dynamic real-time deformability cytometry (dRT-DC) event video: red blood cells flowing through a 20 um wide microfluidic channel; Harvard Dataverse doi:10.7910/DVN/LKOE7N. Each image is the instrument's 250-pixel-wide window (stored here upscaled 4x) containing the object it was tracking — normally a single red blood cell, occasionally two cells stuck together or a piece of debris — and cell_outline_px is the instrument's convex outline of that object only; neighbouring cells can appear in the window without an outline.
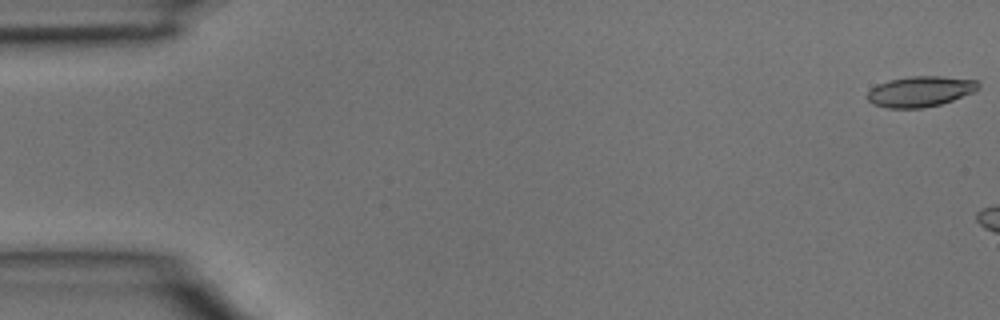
{"species": "common noctule bat (a hibernating species)", "species_latin": "Nyctalus noctula", "temperature_condition": "room temperature", "stored_images_in_passage": 5, "camera_frame_rate_fps": 3000, "um_per_image_px": 0.085, "animal": {"sex": "male", "body_mass_g": 15.6}, "frame": {"image": 1, "passage_image": 1, "time_ms": 0.0, "image_size_px": [1000, 320], "cell_outline_px": [[980, 88], [976, 92], [940, 104], [924, 108], [888, 108], [872, 104], [868, 100], [868, 92], [876, 84], [888, 80], [912, 76], [940, 76], [980, 80]], "centroid_in_image_um": [78.27, 7.77], "position_along_channel_um": 6.7, "area_um2": 20.0}}
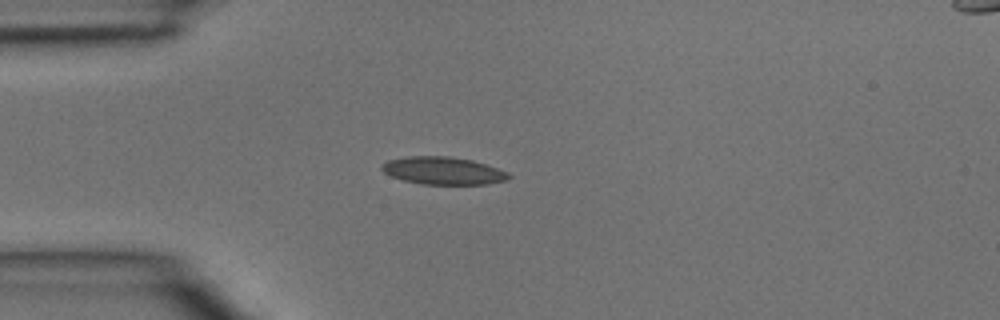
{"frame": {"image": 2, "passage_image": 5, "time_ms": 1.333, "image_size_px": [1000, 320], "cell_outline_px": [[512, 176], [504, 180], [484, 184], [424, 184], [404, 180], [392, 176], [384, 172], [380, 168], [388, 160], [408, 156], [448, 156], [472, 160], [508, 172]], "centroid_in_image_um": [37.65, 14.5], "position_along_channel_um": 47.3, "area_um2": 20.06}}